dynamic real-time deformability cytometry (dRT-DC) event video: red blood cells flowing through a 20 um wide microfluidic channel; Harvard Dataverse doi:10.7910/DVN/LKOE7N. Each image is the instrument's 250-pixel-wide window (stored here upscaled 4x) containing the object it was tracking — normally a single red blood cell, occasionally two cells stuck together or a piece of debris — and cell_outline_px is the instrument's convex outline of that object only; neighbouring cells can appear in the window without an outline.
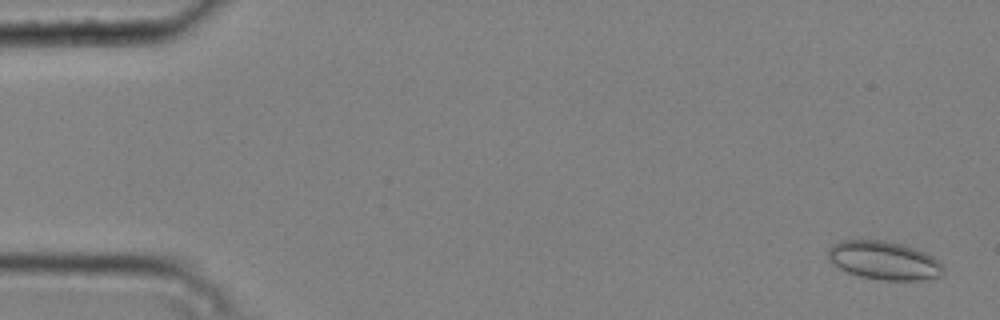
{"species": "common noctule bat (a hibernating species)", "species_latin": "Nyctalus noctula", "temperature_condition": "cold", "stored_images_in_passage": 4, "camera_frame_rate_fps": 3000, "um_per_image_px": 0.085, "animal": {"sex": "male", "body_mass_g": 20.4}, "frame": {"image": 1, "passage_image": 1, "time_ms": 0.0, "image_size_px": [1000, 320], "cell_outline_px": [[944, 268], [940, 276], [920, 280], [884, 280], [860, 276], [848, 272], [832, 264], [828, 260], [828, 248], [832, 244], [840, 240], [884, 240], [900, 244], [924, 252], [940, 260]], "centroid_in_image_um": [75.11, 22.13], "position_along_channel_um": 9.9, "area_um2": 25.78}}